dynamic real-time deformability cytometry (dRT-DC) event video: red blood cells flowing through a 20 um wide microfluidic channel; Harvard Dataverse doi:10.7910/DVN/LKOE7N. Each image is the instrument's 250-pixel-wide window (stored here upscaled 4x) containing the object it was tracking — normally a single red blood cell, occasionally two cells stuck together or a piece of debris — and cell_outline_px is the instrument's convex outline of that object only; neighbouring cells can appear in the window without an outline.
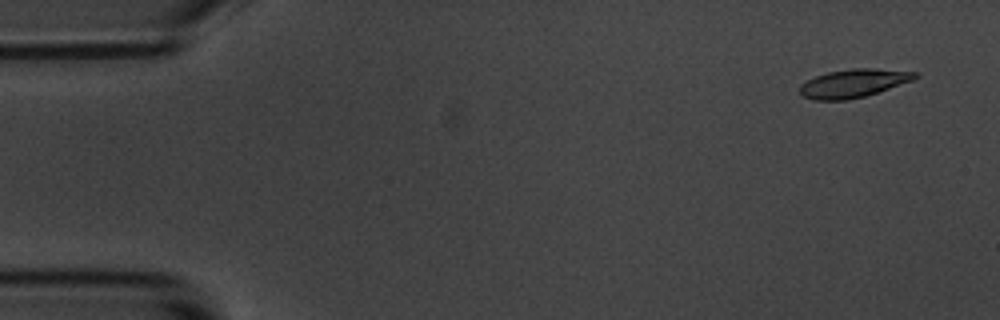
{"species": "common noctule bat (a hibernating species)", "species_latin": "Nyctalus noctula", "temperature_condition": "room temperature", "stored_images_in_passage": 15, "camera_frame_rate_fps": 3000, "um_per_image_px": 0.085, "animal": {"sex": "male", "body_mass_g": 20.1, "forearm_length_mm": 53.5}, "frame": {"image": 1, "passage_image": 3, "time_ms": 0.667, "image_size_px": [1000, 320], "cell_outline_px": [[920, 76], [912, 80], [864, 96], [848, 100], [816, 100], [804, 96], [800, 92], [800, 84], [816, 76], [828, 72], [852, 68], [868, 68], [920, 72]], "centroid_in_image_um": [72.55, 7.07], "position_along_channel_um": 12.4, "area_um2": 18.73}}
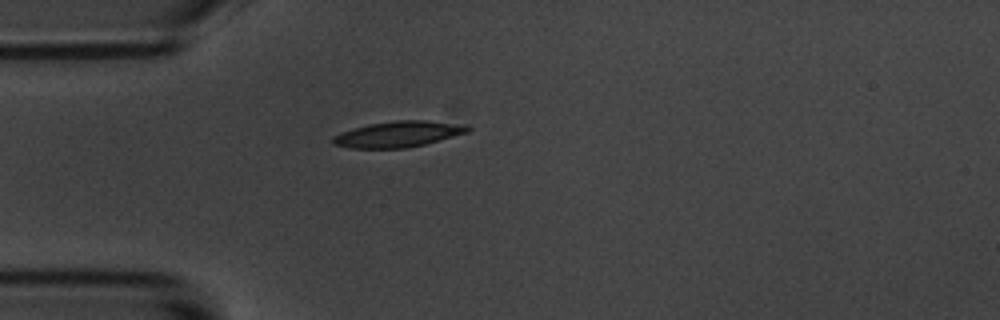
{"frame": {"image": 2, "passage_image": 15, "time_ms": 4.667, "image_size_px": [1000, 320], "cell_outline_px": [[472, 128], [468, 132], [424, 144], [404, 148], [352, 148], [332, 144], [332, 136], [340, 132], [368, 124], [396, 120], [428, 120], [468, 124]], "centroid_in_image_um": [33.87, 11.39], "position_along_channel_um": 51.1, "area_um2": 20.46}}